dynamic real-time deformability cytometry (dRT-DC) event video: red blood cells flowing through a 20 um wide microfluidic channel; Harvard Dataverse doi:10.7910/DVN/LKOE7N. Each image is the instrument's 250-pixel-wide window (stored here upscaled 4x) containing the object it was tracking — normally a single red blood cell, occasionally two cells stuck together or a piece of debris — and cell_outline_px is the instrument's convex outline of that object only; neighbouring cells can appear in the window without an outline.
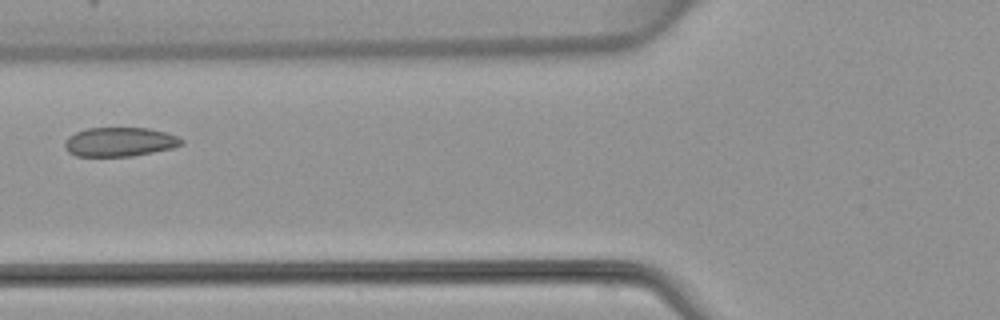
{"species": "common noctule bat (a hibernating species)", "species_latin": "Nyctalus noctula", "temperature_condition": "warm", "stored_images_in_passage": 3, "camera_frame_rate_fps": 3000, "um_per_image_px": 0.085, "animal": {"sex": "female", "body_mass_g": 22.7, "forearm_length_mm": 54.2}, "frame": {"image": 1, "passage_image": 3, "time_ms": 2.333, "image_size_px": [1000, 320], "cell_outline_px": [[184, 144], [172, 148], [132, 156], [76, 156], [68, 152], [64, 148], [64, 144], [68, 136], [76, 132], [88, 128], [148, 128], [164, 132], [176, 136], [184, 140]], "centroid_in_image_um": [10.15, 12.06], "position_along_channel_um": 115.6, "area_um2": 19.77}}